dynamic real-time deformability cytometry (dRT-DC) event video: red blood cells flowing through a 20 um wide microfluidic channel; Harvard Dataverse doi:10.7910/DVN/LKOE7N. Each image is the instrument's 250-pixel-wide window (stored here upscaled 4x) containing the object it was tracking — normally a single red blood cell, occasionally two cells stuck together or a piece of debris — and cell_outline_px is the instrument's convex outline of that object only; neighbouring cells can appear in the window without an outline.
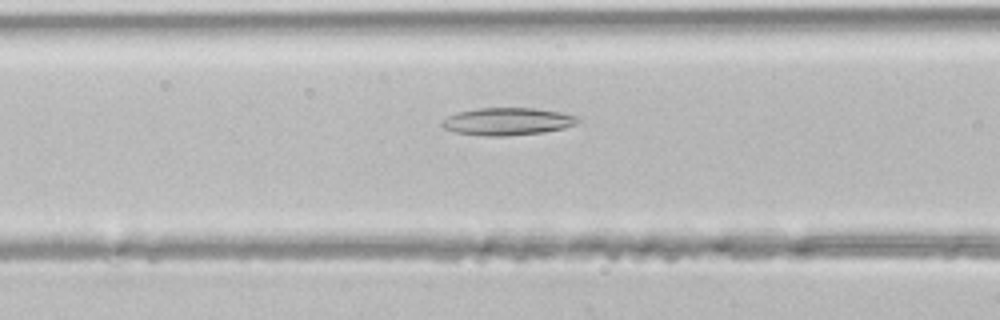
{"species": "common noctule bat (a hibernating species)", "species_latin": "Nyctalus noctula", "temperature_condition": "room temperature", "stored_images_in_passage": 37, "camera_frame_rate_fps": 3000, "um_per_image_px": 0.085, "animal": {"sex": "male", "body_mass_g": 21.5, "forearm_length_mm": 52.0}, "frame": {"image": 1, "passage_image": 12, "time_ms": 3.667, "image_size_px": [1000, 320], "cell_outline_px": [[580, 120], [576, 124], [564, 128], [544, 132], [508, 136], [484, 136], [456, 132], [444, 128], [440, 124], [440, 120], [456, 112], [476, 108], [536, 108], [560, 112], [576, 116]], "centroid_in_image_um": [43.1, 10.32], "position_along_channel_um": 123.5, "area_um2": 21.91}}
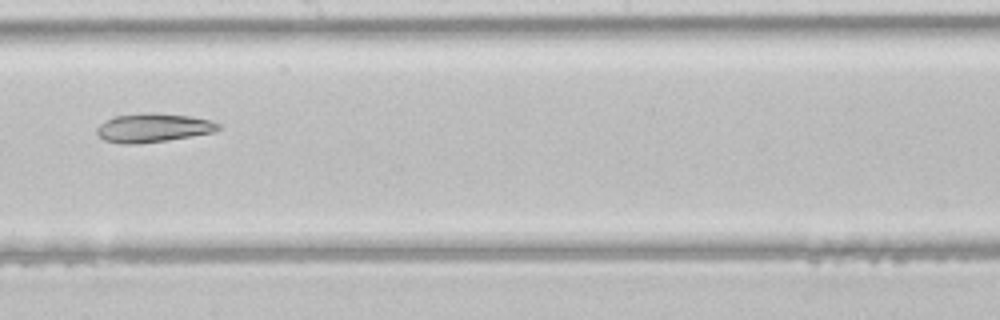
{"frame": {"image": 2, "passage_image": 19, "time_ms": 6.0, "image_size_px": [1000, 320], "cell_outline_px": [[220, 128], [212, 132], [168, 140], [136, 144], [120, 144], [104, 140], [96, 132], [96, 128], [104, 120], [116, 116], [144, 112], [156, 112], [188, 116], [208, 120], [220, 124]], "centroid_in_image_um": [12.96, 10.86], "position_along_channel_um": 235.2, "area_um2": 20.35}}
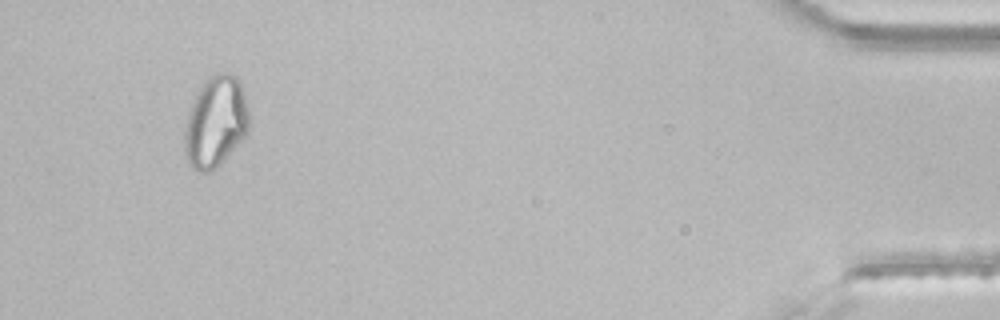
{"frame": {"image": 3, "passage_image": 35, "time_ms": 11.333, "image_size_px": [1000, 320], "cell_outline_px": [[252, 120], [248, 132], [228, 156], [212, 172], [200, 172], [192, 168], [188, 164], [184, 156], [184, 128], [188, 112], [192, 100], [204, 80], [208, 76], [216, 72], [228, 72], [236, 76], [240, 80], [244, 92]], "centroid_in_image_um": [18.33, 10.35], "position_along_channel_um": 416.9, "area_um2": 35.32}}